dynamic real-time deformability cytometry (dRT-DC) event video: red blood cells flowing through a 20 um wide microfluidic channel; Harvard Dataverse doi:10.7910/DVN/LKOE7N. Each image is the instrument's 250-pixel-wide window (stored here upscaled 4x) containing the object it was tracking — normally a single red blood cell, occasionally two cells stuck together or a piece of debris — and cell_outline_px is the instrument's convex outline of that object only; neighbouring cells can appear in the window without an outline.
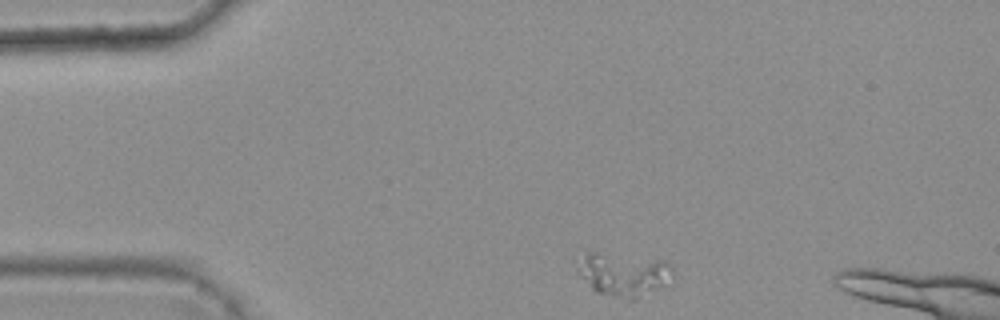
{"species": "common noctule bat (a hibernating species)", "species_latin": "Nyctalus noctula", "temperature_condition": "warm", "stored_images_in_passage": 3, "camera_frame_rate_fps": 3000, "um_per_image_px": 0.085, "animal": {"sex": "female", "body_mass_g": 25.1}, "frame": {"image": 1, "passage_image": 1, "time_ms": 0.0, "image_size_px": [1000, 320], "cell_outline_px": [[672, 268], [664, 284], [636, 300], [632, 300], [596, 292], [592, 288], [576, 268], [588, 252], [596, 252], [664, 260]], "centroid_in_image_um": [52.98, 23.32], "position_along_channel_um": 32.0, "area_um2": 23.06}}